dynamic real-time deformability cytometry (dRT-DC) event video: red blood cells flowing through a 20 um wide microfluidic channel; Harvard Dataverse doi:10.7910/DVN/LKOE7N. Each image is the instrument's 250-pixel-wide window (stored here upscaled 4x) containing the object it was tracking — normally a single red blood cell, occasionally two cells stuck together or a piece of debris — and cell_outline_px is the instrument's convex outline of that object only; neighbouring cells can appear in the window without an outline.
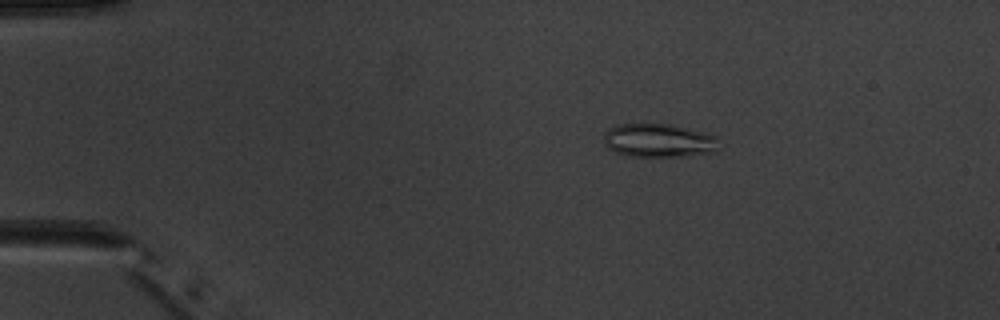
{"species": "common noctule bat (a hibernating species)", "species_latin": "Nyctalus noctula", "temperature_condition": "warm", "stored_images_in_passage": 4, "camera_frame_rate_fps": 3000, "um_per_image_px": 0.085, "animal": {"sex": "male", "body_mass_g": 20.1, "forearm_length_mm": 53.5}, "frame": {"image": 1, "passage_image": 3, "time_ms": 2.0, "image_size_px": [1000, 320], "cell_outline_px": [[716, 152], [680, 156], [628, 156], [616, 152], [608, 148], [604, 144], [604, 132], [608, 128], [616, 124], [668, 124], [716, 136]], "centroid_in_image_um": [55.9, 11.94], "position_along_channel_um": 29.1, "area_um2": 22.2}}